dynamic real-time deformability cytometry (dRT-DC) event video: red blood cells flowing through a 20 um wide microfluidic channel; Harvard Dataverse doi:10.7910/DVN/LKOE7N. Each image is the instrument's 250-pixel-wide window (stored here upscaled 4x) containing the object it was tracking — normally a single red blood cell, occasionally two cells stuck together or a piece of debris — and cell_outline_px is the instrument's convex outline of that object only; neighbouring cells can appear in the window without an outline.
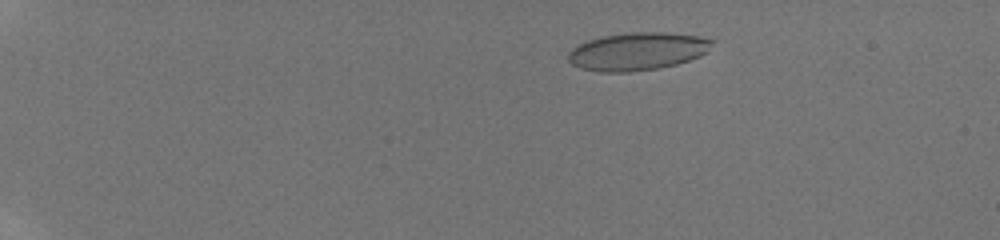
{"species": "human", "species_latin": "Homo sapiens", "temperature_condition": "room temperature", "stored_images_in_passage": 15, "camera_frame_rate_fps": 3000, "um_per_image_px": 0.085, "donor": {"sex": "male"}, "frame": {"image": 1, "passage_image": 7, "time_ms": 3.667, "image_size_px": [1000, 240], "cell_outline_px": [[716, 40], [708, 52], [700, 56], [676, 64], [660, 68], [628, 72], [600, 72], [580, 68], [572, 64], [568, 60], [568, 52], [576, 44], [584, 40], [604, 36], [628, 32], [668, 32], [700, 36]], "centroid_in_image_um": [54.19, 4.35], "position_along_channel_um": 30.8, "area_um2": 32.19}}
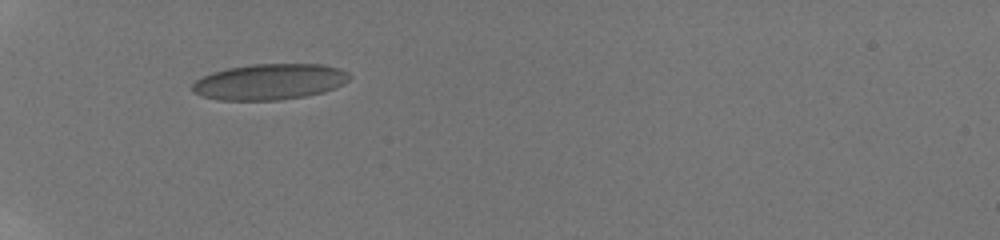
{"frame": {"image": 2, "passage_image": 13, "time_ms": 7.0, "image_size_px": [1000, 240], "cell_outline_px": [[352, 76], [344, 84], [324, 92], [304, 96], [280, 100], [220, 100], [200, 96], [192, 92], [192, 84], [196, 80], [212, 72], [228, 68], [252, 64], [324, 64], [340, 68], [348, 72]], "centroid_in_image_um": [22.93, 6.95], "position_along_channel_um": 62.1, "area_um2": 33.06}}
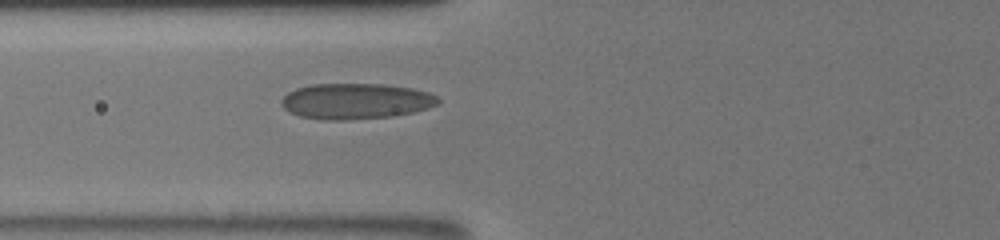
{"frame": {"image": 3, "passage_image": 15, "time_ms": 8.333, "image_size_px": [1000, 240], "cell_outline_px": [[440, 104], [428, 108], [412, 112], [392, 116], [348, 120], [320, 120], [300, 116], [288, 112], [280, 104], [280, 100], [288, 92], [296, 88], [312, 84], [384, 84], [412, 88], [428, 92], [436, 96], [440, 100]], "centroid_in_image_um": [30.22, 8.6], "position_along_channel_um": 95.6, "area_um2": 32.89}}